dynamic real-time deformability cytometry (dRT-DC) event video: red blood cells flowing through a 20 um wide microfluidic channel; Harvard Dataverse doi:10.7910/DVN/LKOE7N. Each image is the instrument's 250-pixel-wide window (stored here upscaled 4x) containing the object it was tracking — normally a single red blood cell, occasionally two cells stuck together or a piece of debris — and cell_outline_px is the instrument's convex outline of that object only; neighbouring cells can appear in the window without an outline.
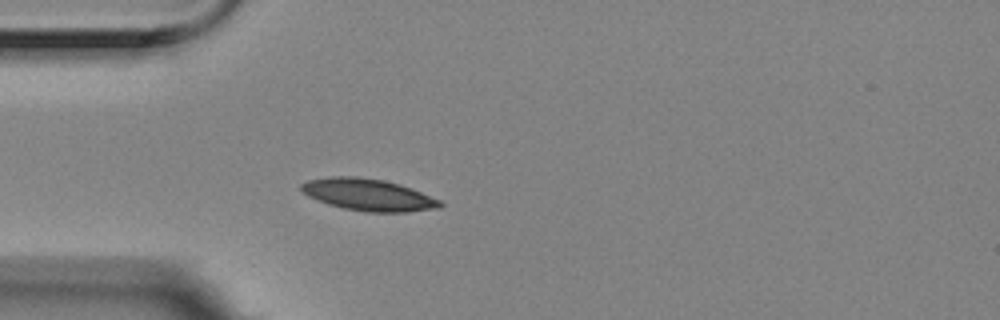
{"species": "Egyptian fruit bat (a non-hibernating species)", "species_latin": "Rousettus aegyptiacus", "temperature_condition": "room temperature", "stored_images_in_passage": 4, "camera_frame_rate_fps": 3000, "um_per_image_px": 0.085, "animal": {"sex": "female"}, "frame": {"image": 1, "passage_image": 4, "time_ms": 1.0, "image_size_px": [1000, 320], "cell_outline_px": [[444, 204], [440, 208], [408, 212], [364, 212], [344, 208], [328, 204], [308, 196], [300, 192], [300, 184], [308, 180], [332, 176], [356, 176], [384, 180], [400, 184], [412, 188], [440, 200]], "centroid_in_image_um": [31.3, 16.55], "position_along_channel_um": 53.7, "area_um2": 26.01}}